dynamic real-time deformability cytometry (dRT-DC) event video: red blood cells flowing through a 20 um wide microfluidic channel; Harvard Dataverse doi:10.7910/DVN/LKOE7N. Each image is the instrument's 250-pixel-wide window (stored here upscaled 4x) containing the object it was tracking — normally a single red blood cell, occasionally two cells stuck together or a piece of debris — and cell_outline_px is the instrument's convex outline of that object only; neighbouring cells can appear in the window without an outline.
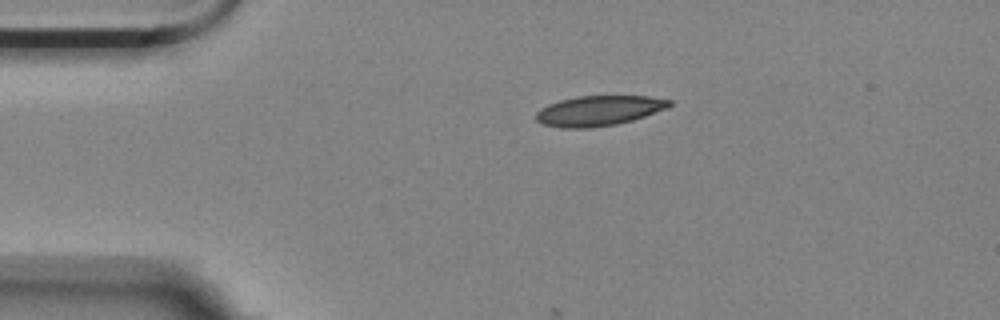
{"species": "Egyptian fruit bat (a non-hibernating species)", "species_latin": "Rousettus aegyptiacus", "temperature_condition": "room temperature", "stored_images_in_passage": 2, "camera_frame_rate_fps": 3000, "um_per_image_px": 0.085, "animal": {"sex": "female"}, "frame": {"image": 1, "passage_image": 1, "time_ms": 0.0, "image_size_px": [1000, 320], "cell_outline_px": [[672, 104], [668, 108], [632, 120], [616, 124], [588, 128], [560, 128], [544, 124], [536, 120], [536, 112], [540, 108], [548, 104], [560, 100], [576, 96], [648, 96], [672, 100]], "centroid_in_image_um": [50.89, 9.4], "position_along_channel_um": 34.1, "area_um2": 23.41}}